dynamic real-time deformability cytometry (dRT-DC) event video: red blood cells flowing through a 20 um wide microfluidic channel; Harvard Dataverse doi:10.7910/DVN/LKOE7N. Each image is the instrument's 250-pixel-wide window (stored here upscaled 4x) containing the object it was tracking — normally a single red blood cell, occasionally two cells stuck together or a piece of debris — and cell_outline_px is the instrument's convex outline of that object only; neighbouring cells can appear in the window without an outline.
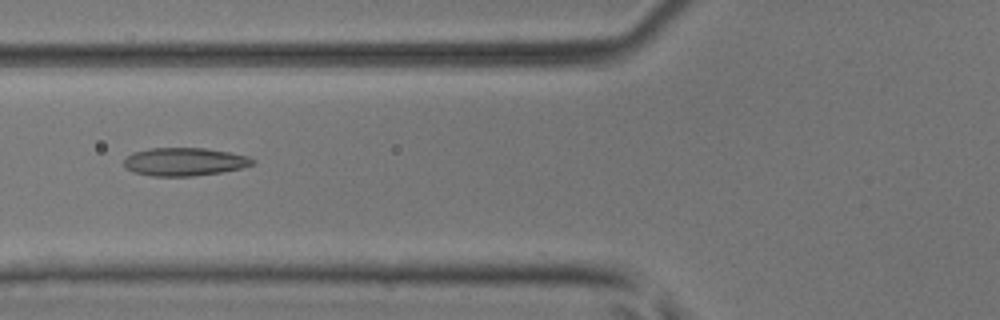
{"species": "common noctule bat (a hibernating species)", "species_latin": "Nyctalus noctula", "temperature_condition": "room temperature", "stored_images_in_passage": 5, "camera_frame_rate_fps": 3000, "um_per_image_px": 0.085, "animal": {"sex": "male", "body_mass_g": 17.9, "forearm_length_mm": 54.2}, "frame": {"image": 1, "passage_image": 5, "time_ms": 1.333, "image_size_px": [1000, 320], "cell_outline_px": [[256, 160], [252, 164], [240, 168], [220, 172], [192, 176], [152, 176], [132, 172], [124, 164], [124, 160], [132, 152], [148, 148], [204, 148], [228, 152], [248, 156]], "centroid_in_image_um": [15.65, 13.74], "position_along_channel_um": 110.1, "area_um2": 20.92}}